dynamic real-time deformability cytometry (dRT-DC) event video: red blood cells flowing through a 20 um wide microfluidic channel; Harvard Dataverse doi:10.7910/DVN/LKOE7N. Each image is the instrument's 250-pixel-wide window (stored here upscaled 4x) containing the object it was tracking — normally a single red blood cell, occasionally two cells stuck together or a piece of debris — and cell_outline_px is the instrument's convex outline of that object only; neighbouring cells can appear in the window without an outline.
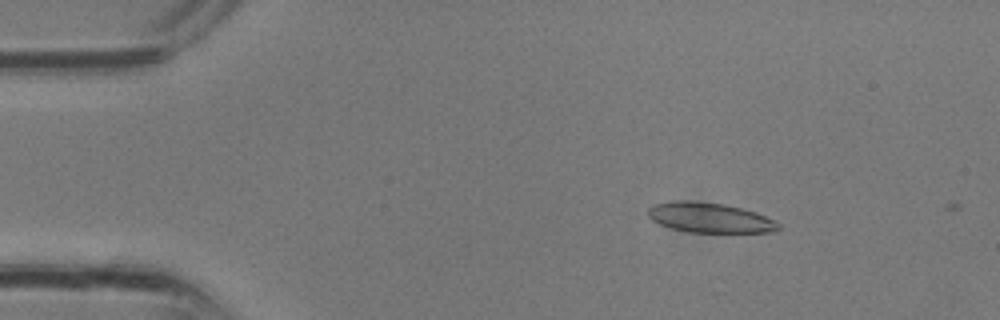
{"species": "common noctule bat (a hibernating species)", "species_latin": "Nyctalus noctula", "temperature_condition": "room temperature", "stored_images_in_passage": 6, "camera_frame_rate_fps": 3000, "um_per_image_px": 0.085, "animal": {"sex": "male", "body_mass_g": 13.3}, "frame": {"image": 1, "passage_image": 3, "time_ms": 0.667, "image_size_px": [1000, 320], "cell_outline_px": [[780, 228], [772, 232], [688, 232], [672, 228], [660, 224], [652, 220], [648, 216], [648, 208], [656, 204], [676, 200], [692, 200], [724, 204], [756, 212], [780, 224]], "centroid_in_image_um": [60.3, 18.5], "position_along_channel_um": 24.7, "area_um2": 22.6}}